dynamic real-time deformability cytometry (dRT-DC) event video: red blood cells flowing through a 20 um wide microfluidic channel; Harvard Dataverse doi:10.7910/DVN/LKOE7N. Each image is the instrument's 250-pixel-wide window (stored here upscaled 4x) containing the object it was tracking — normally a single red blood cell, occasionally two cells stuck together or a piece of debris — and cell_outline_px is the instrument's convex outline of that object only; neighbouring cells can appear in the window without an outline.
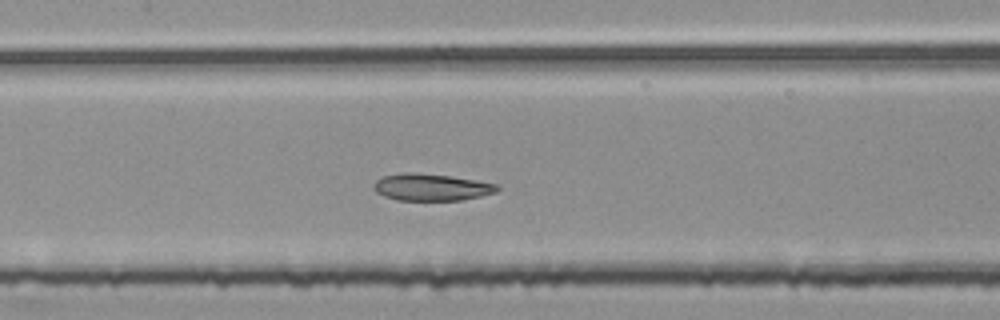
{"species": "common noctule bat (a hibernating species)", "species_latin": "Nyctalus noctula", "temperature_condition": "room temperature", "stored_images_in_passage": 45, "segment_of_instrument_passage": [2, 2], "camera_frame_rate_fps": 3000, "um_per_image_px": 0.085, "animal": {"sex": "female", "body_mass_g": 25.1}, "frame": {"image": 1, "passage_image": 20, "time_ms": 6.333, "image_size_px": [1000, 320], "cell_outline_px": [[500, 188], [496, 192], [480, 196], [460, 200], [396, 200], [384, 196], [376, 192], [372, 188], [372, 184], [376, 180], [384, 176], [408, 172], [416, 172], [448, 176], [476, 180], [500, 184]], "centroid_in_image_um": [36.66, 15.91], "position_along_channel_um": 170.7, "area_um2": 19.42}}
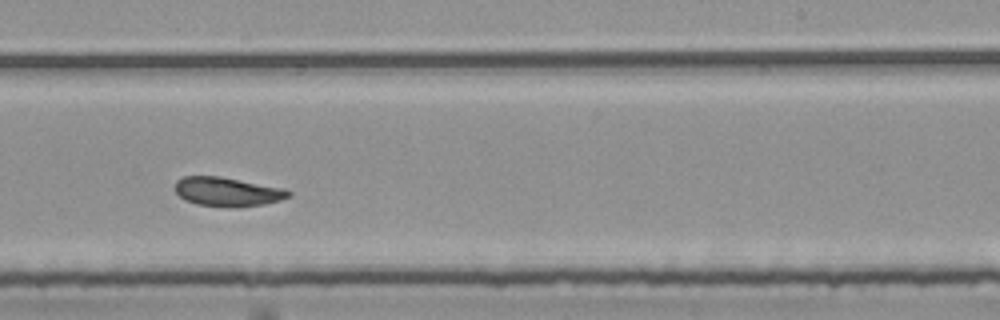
{"frame": {"image": 2, "passage_image": 28, "time_ms": 9.0, "image_size_px": [1000, 320], "cell_outline_px": [[292, 196], [280, 200], [264, 204], [236, 208], [228, 208], [196, 204], [184, 200], [176, 192], [176, 180], [184, 176], [220, 176], [280, 188], [292, 192]], "centroid_in_image_um": [19.31, 16.32], "position_along_channel_um": 269.7, "area_um2": 19.25}}
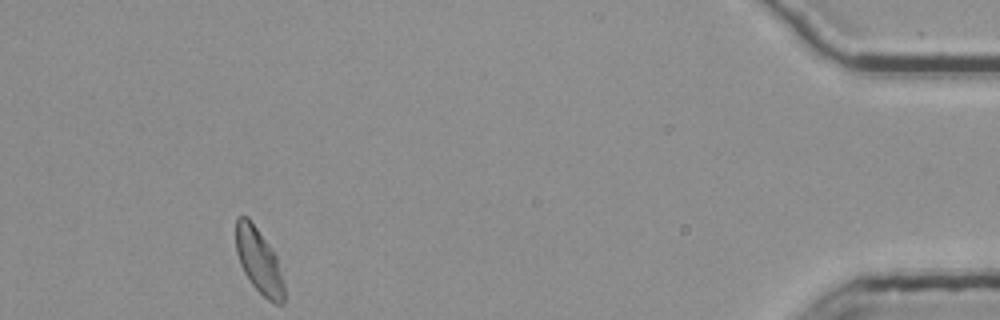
{"frame": {"image": 3, "passage_image": 45, "time_ms": 14.667, "image_size_px": [1000, 320], "cell_outline_px": [[284, 304], [276, 304], [268, 300], [248, 280], [240, 264], [236, 252], [236, 216], [248, 216], [268, 244], [276, 256], [284, 284]], "centroid_in_image_um": [21.99, 22.18], "position_along_channel_um": 413.2, "area_um2": 18.09}}